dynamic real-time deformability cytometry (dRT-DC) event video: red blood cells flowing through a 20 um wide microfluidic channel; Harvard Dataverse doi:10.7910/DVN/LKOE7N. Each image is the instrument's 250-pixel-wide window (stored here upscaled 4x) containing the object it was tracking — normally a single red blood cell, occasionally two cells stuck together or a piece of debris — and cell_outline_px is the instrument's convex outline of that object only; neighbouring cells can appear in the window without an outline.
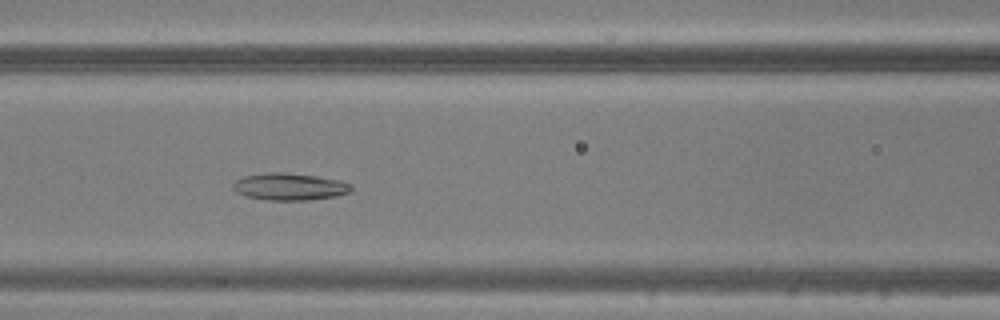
{"species": "common noctule bat (a hibernating species)", "species_latin": "Nyctalus noctula", "temperature_condition": "warm", "stored_images_in_passage": 43, "camera_frame_rate_fps": 3000, "um_per_image_px": 0.085, "animal": {"sex": "male", "body_mass_g": 20.5, "forearm_length_mm": 52.5}, "frame": {"image": 1, "passage_image": 15, "time_ms": 4.667, "image_size_px": [1000, 320], "cell_outline_px": [[352, 188], [348, 192], [336, 196], [308, 200], [268, 200], [248, 196], [236, 192], [232, 188], [232, 184], [236, 180], [244, 176], [268, 172], [280, 172], [316, 176], [340, 180], [352, 184]], "centroid_in_image_um": [24.61, 15.86], "position_along_channel_um": 142.0, "area_um2": 18.55}}
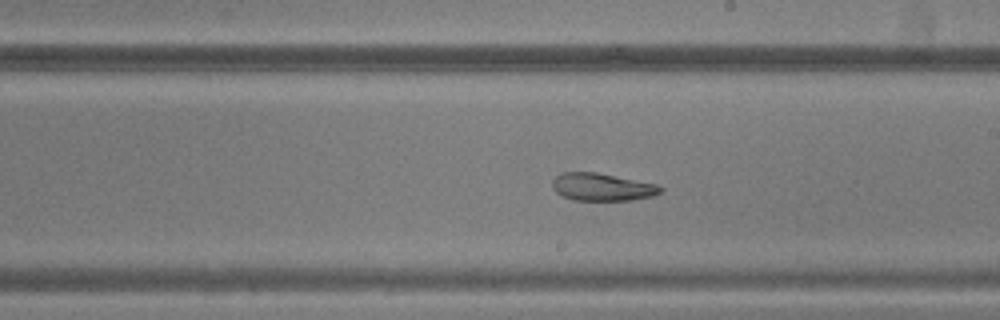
{"frame": {"image": 2, "passage_image": 22, "time_ms": 7.0, "image_size_px": [1000, 320], "cell_outline_px": [[664, 188], [660, 192], [652, 196], [632, 200], [572, 200], [556, 192], [552, 188], [552, 180], [560, 172], [596, 172], [660, 184]], "centroid_in_image_um": [51.19, 15.88], "position_along_channel_um": 237.8, "area_um2": 17.57}}
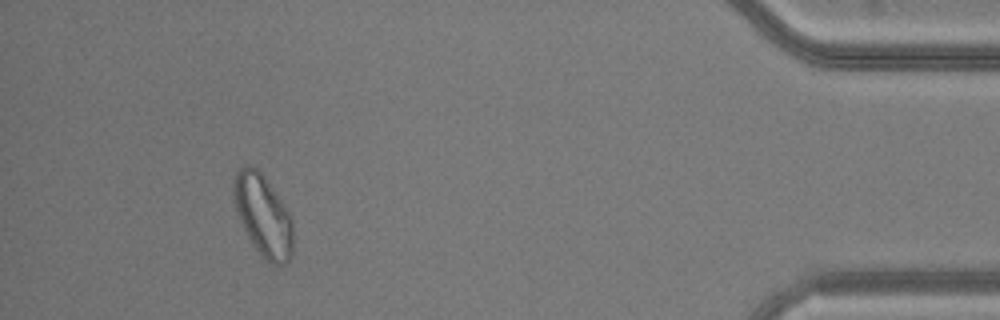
{"frame": {"image": 3, "passage_image": 39, "time_ms": 12.667, "image_size_px": [1000, 320], "cell_outline_px": [[292, 256], [284, 264], [268, 264], [264, 260], [248, 236], [236, 212], [232, 188], [232, 180], [236, 172], [244, 164], [248, 164], [256, 168], [264, 176], [288, 212], [292, 220]], "centroid_in_image_um": [22.33, 18.31], "position_along_channel_um": 412.9, "area_um2": 28.03}}